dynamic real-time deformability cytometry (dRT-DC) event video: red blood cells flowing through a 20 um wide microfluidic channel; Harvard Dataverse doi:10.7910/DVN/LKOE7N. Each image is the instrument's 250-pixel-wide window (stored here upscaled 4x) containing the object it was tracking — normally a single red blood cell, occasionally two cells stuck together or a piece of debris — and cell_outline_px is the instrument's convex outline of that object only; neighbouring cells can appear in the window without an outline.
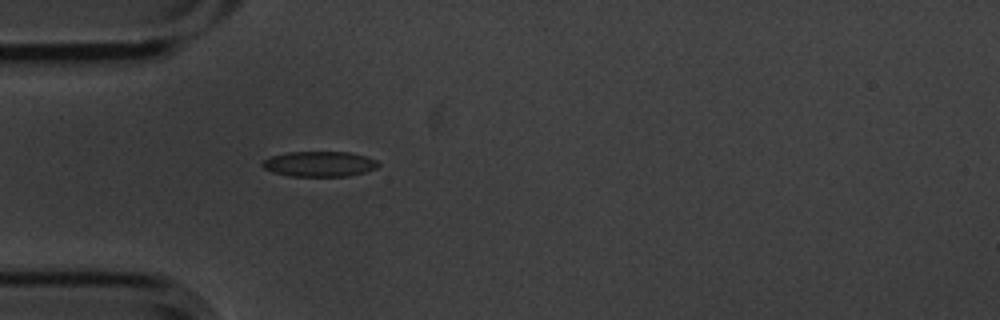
{"species": "common noctule bat (a hibernating species)", "species_latin": "Nyctalus noctula", "temperature_condition": "cold", "stored_images_in_passage": 1, "camera_frame_rate_fps": 3000, "um_per_image_px": 0.085, "animal": {"sex": "male", "body_mass_g": 20.1, "forearm_length_mm": 53.5}, "frame": {"image": 1, "passage_image": 1, "time_ms": 0.0, "image_size_px": [1000, 320], "cell_outline_px": [[380, 164], [376, 168], [364, 172], [348, 176], [288, 176], [272, 172], [264, 168], [260, 164], [260, 160], [272, 156], [288, 152], [348, 152], [364, 156], [376, 160]], "centroid_in_image_um": [27.1, 13.94], "position_along_channel_um": 57.9, "area_um2": 17.11}}